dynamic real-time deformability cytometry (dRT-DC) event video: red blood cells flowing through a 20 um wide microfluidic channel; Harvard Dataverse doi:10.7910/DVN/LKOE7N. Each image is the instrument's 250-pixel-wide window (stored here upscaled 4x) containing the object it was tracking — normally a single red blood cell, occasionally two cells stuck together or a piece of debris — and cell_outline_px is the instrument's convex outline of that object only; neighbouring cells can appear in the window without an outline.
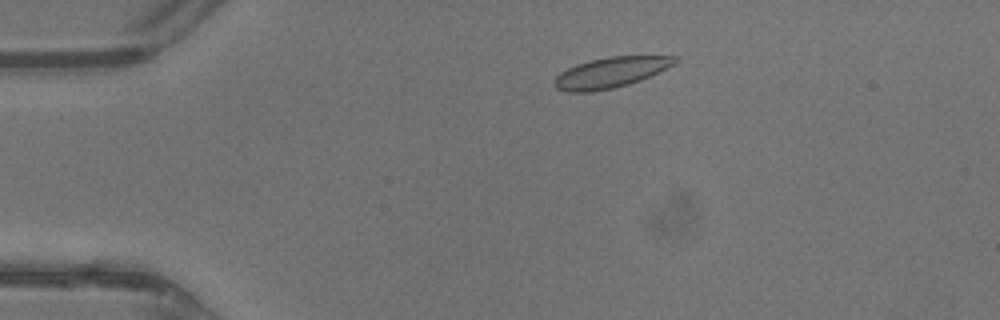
{"species": "common noctule bat (a hibernating species)", "species_latin": "Nyctalus noctula", "temperature_condition": "warm", "stored_images_in_passage": 41, "camera_frame_rate_fps": 3000, "um_per_image_px": 0.085, "animal": {"sex": "male", "body_mass_g": 13.3}, "frame": {"image": 1, "passage_image": 6, "time_ms": 1.667, "image_size_px": [1000, 320], "cell_outline_px": [[680, 60], [676, 64], [640, 80], [628, 84], [612, 88], [592, 92], [568, 92], [556, 88], [552, 84], [552, 80], [560, 72], [576, 64], [608, 56], [676, 56]], "centroid_in_image_um": [51.89, 6.16], "position_along_channel_um": 33.1, "area_um2": 21.5}}
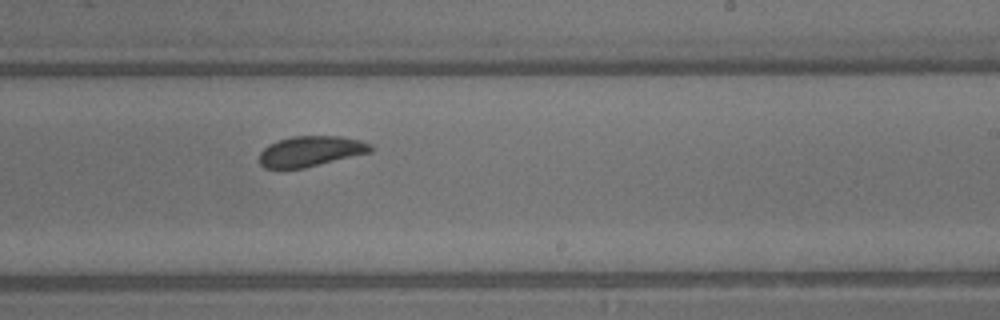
{"frame": {"image": 2, "passage_image": 24, "time_ms": 7.667, "image_size_px": [1000, 320], "cell_outline_px": [[372, 152], [304, 168], [280, 172], [264, 168], [260, 164], [260, 152], [268, 144], [276, 140], [292, 136], [340, 136], [360, 140], [372, 144]], "centroid_in_image_um": [26.34, 12.89], "position_along_channel_um": 262.7, "area_um2": 20.4}}
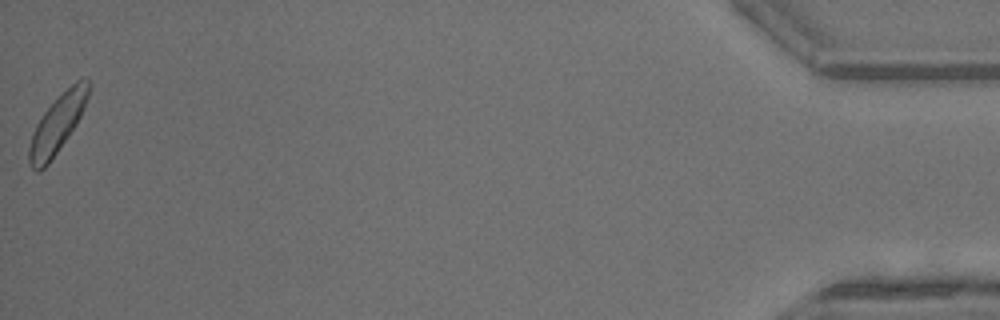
{"frame": {"image": 3, "passage_image": 41, "time_ms": 13.333, "image_size_px": [1000, 320], "cell_outline_px": [[88, 96], [84, 108], [76, 124], [48, 164], [40, 172], [36, 172], [32, 168], [28, 160], [28, 148], [36, 124], [44, 112], [76, 80], [84, 76], [88, 76]], "centroid_in_image_um": [4.86, 10.56], "position_along_channel_um": 430.3, "area_um2": 19.54}, "authors_computed_cell_mechanics": {"area_um2": 20.4034, "velocity_mm_per_s": 4.7177, "shape_relaxation_time_tau1_ms": 3.7407, "shape_relaxation_time_tau2_ms": null, "deformation_change_tau1": 0.1028, "deformation_change_tau2": null}}